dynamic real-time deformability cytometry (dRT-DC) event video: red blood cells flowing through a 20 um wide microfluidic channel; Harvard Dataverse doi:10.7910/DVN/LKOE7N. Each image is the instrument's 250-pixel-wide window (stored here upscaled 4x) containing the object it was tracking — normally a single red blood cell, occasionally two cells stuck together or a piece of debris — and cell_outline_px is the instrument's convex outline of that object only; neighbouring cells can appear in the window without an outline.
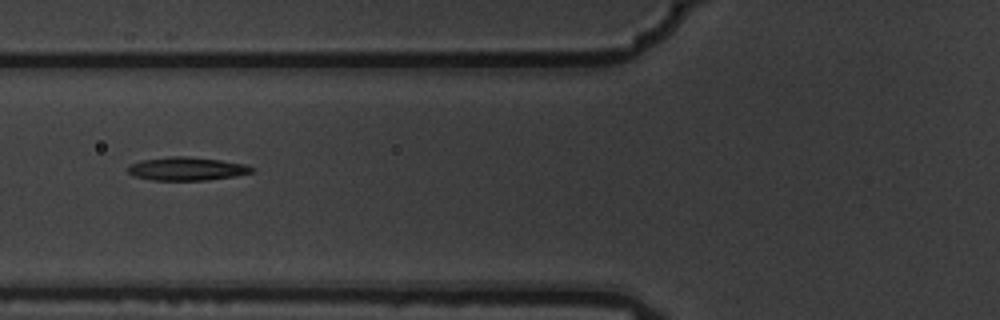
{"species": "common noctule bat (a hibernating species)", "species_latin": "Nyctalus noctula", "temperature_condition": "warm", "stored_images_in_passage": 3, "camera_frame_rate_fps": 3000, "um_per_image_px": 0.085, "animal": {"sex": "male", "body_mass_g": 19.5, "forearm_length_mm": 54.6}, "frame": {"image": 1, "passage_image": 3, "time_ms": 0.667, "image_size_px": [1000, 320], "cell_outline_px": [[256, 168], [252, 172], [236, 176], [208, 180], [152, 180], [132, 176], [128, 172], [128, 164], [144, 160], [168, 156], [184, 156], [220, 160], [248, 164]], "centroid_in_image_um": [15.89, 14.35], "position_along_channel_um": 109.9, "area_um2": 16.99}}